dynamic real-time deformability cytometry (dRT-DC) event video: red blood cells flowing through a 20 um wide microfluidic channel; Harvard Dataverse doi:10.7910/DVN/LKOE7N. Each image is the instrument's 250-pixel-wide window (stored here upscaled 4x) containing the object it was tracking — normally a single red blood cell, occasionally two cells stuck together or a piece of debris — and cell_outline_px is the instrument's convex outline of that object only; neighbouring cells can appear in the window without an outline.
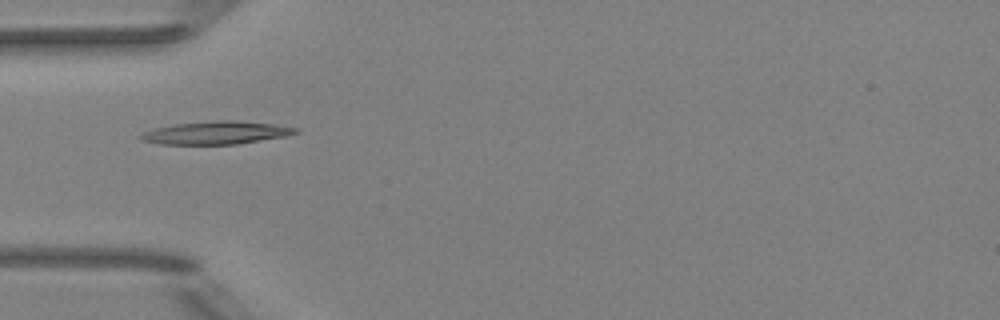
{"species": "Egyptian fruit bat (a non-hibernating species)", "species_latin": "Rousettus aegyptiacus", "temperature_condition": "room temperature", "stored_images_in_passage": 33, "camera_frame_rate_fps": 3000, "um_per_image_px": 0.085, "animal": {"sex": "female"}, "frame": {"image": 1, "passage_image": 1, "time_ms": 0.0, "image_size_px": [1000, 320], "cell_outline_px": [[300, 132], [288, 136], [236, 144], [160, 144], [140, 140], [136, 136], [144, 132], [156, 128], [176, 124], [220, 120], [232, 120], [272, 124], [300, 128]], "centroid_in_image_um": [18.39, 11.29], "position_along_channel_um": 66.6, "area_um2": 20.63}}
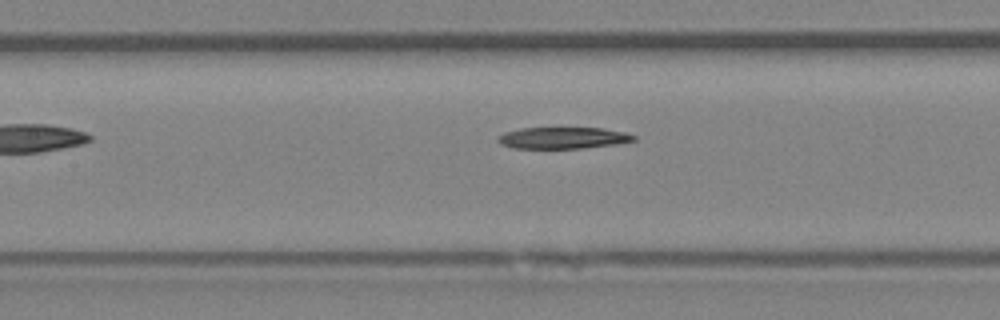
{"frame": {"image": 2, "passage_image": 8, "time_ms": 2.333, "image_size_px": [1000, 320], "cell_outline_px": [[636, 140], [616, 144], [584, 148], [512, 148], [500, 144], [496, 140], [504, 132], [520, 128], [604, 128], [624, 132], [636, 136]], "centroid_in_image_um": [47.85, 11.72], "position_along_channel_um": 159.6, "area_um2": 17.05}}
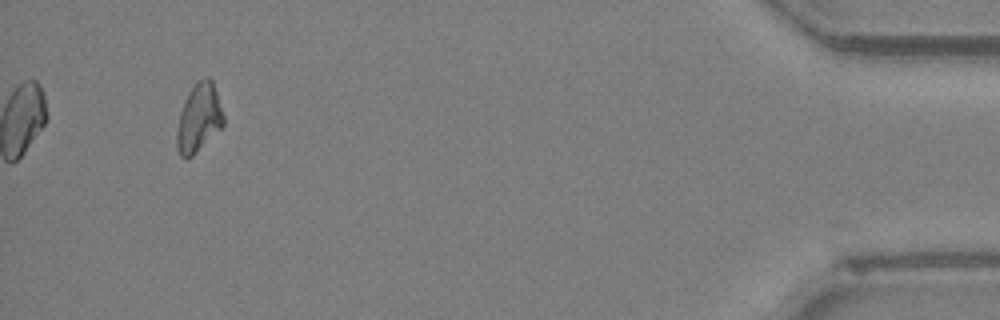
{"frame": {"image": 3, "passage_image": 33, "time_ms": 10.667, "image_size_px": [1000, 320], "cell_outline_px": [[224, 124], [192, 156], [184, 160], [180, 156], [176, 144], [176, 132], [180, 112], [184, 100], [188, 92], [196, 80], [208, 76], [212, 80], [224, 116]], "centroid_in_image_um": [16.87, 10.01], "position_along_channel_um": 418.3, "area_um2": 18.55}}